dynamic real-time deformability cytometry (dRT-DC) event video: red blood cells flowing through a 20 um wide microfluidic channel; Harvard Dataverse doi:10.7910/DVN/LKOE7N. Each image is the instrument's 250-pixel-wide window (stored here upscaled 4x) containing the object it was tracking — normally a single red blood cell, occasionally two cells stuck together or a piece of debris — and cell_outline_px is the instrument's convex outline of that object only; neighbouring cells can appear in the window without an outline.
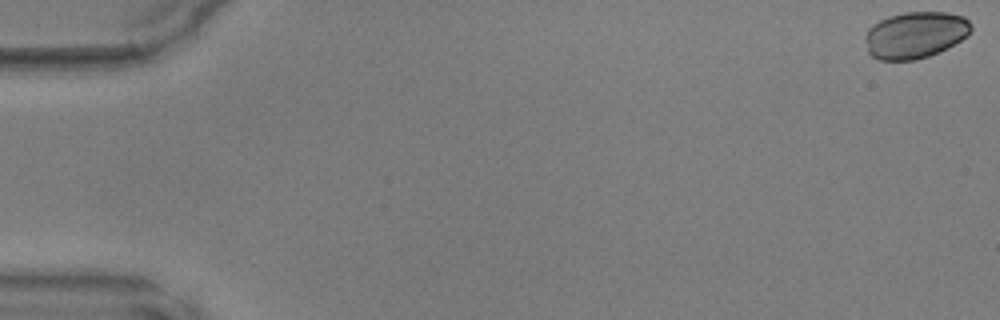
{"species": "common noctule bat (a hibernating species)", "species_latin": "Nyctalus noctula", "temperature_condition": "warm", "stored_images_in_passage": 49, "camera_frame_rate_fps": 3000, "um_per_image_px": 0.085, "animal": {"sex": "male", "body_mass_g": 17.9, "forearm_length_mm": 54.2}, "frame": {"image": 1, "passage_image": 1, "time_ms": 0.0, "image_size_px": [1000, 320], "cell_outline_px": [[972, 28], [960, 40], [948, 48], [928, 56], [916, 60], [880, 60], [872, 56], [868, 52], [864, 36], [868, 28], [880, 20], [888, 16], [904, 12], [948, 12], [964, 16], [972, 24]], "centroid_in_image_um": [77.77, 2.96], "position_along_channel_um": 7.2, "area_um2": 28.84}}
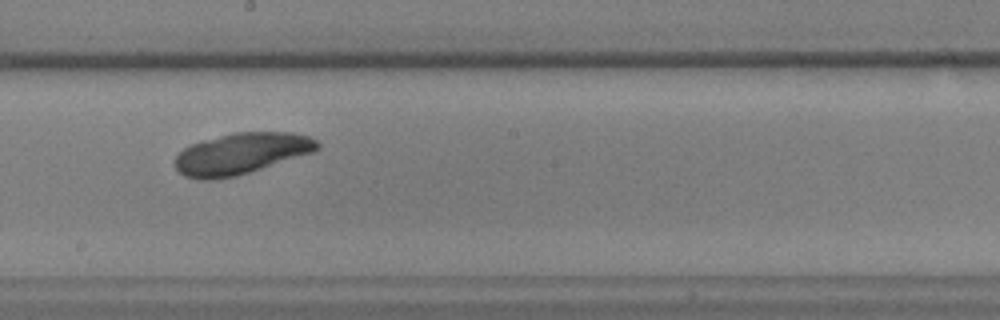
{"frame": {"image": 2, "passage_image": 28, "time_ms": 9.0, "image_size_px": [1000, 320], "cell_outline_px": [[320, 148], [316, 152], [236, 176], [216, 180], [196, 180], [184, 176], [172, 164], [172, 160], [184, 148], [192, 144], [204, 140], [232, 132], [292, 132], [308, 136], [316, 140], [320, 144]], "centroid_in_image_um": [20.5, 13.07], "position_along_channel_um": 227.7, "area_um2": 34.62}}
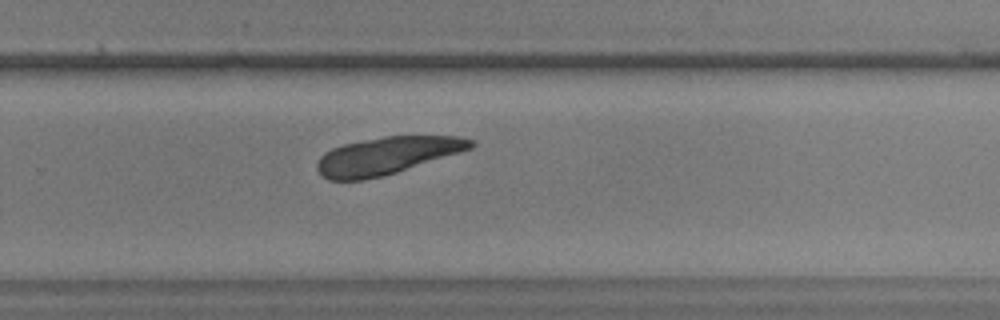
{"frame": {"image": 3, "passage_image": 33, "time_ms": 10.667, "image_size_px": [1000, 320], "cell_outline_px": [[476, 144], [472, 148], [460, 152], [384, 176], [364, 180], [328, 180], [316, 168], [316, 164], [320, 156], [324, 152], [332, 148], [344, 144], [384, 136], [460, 136], [476, 140]], "centroid_in_image_um": [32.9, 13.22], "position_along_channel_um": 296.9, "area_um2": 33.41}}